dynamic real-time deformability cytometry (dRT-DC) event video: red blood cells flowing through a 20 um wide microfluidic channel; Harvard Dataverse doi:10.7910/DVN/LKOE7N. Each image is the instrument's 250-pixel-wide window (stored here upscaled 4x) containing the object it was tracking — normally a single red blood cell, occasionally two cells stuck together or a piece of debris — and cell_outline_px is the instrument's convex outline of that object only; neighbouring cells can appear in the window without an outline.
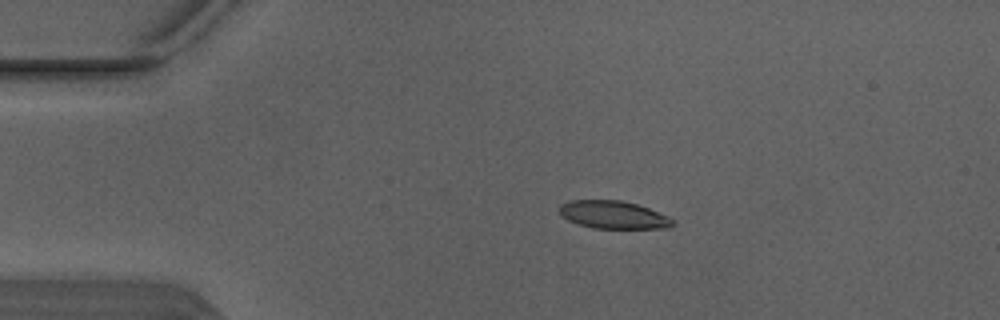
{"species": "Egyptian fruit bat (a non-hibernating species)", "species_latin": "Rousettus aegyptiacus", "temperature_condition": "warm", "stored_images_in_passage": 4, "camera_frame_rate_fps": 3000, "um_per_image_px": 0.085, "animal": {"sex": "male"}, "frame": {"image": 1, "passage_image": 3, "time_ms": 0.667, "image_size_px": [1000, 320], "cell_outline_px": [[672, 228], [592, 228], [568, 220], [560, 216], [560, 204], [568, 200], [620, 200], [636, 204], [648, 208], [668, 216], [672, 220]], "centroid_in_image_um": [52.1, 18.25], "position_along_channel_um": 32.9, "area_um2": 18.26}}